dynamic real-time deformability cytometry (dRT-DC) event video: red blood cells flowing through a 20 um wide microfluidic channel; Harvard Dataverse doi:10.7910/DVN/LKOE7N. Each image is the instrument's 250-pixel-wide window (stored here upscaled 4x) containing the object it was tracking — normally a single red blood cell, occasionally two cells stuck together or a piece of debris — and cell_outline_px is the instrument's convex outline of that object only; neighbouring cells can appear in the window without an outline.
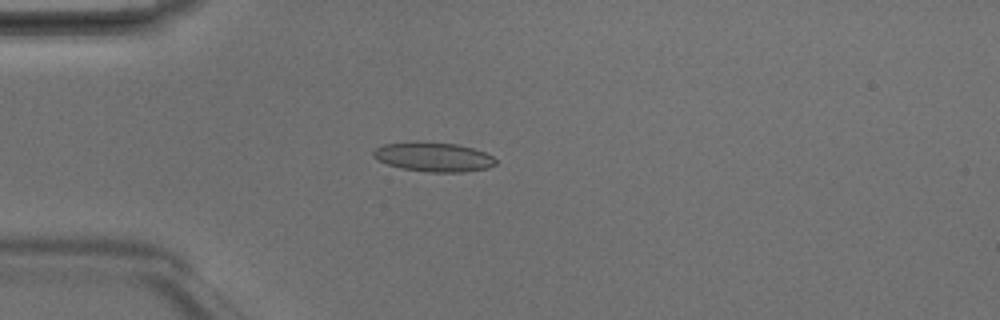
{"species": "Egyptian fruit bat (a non-hibernating species)", "species_latin": "Rousettus aegyptiacus", "temperature_condition": "room temperature", "stored_images_in_passage": 4, "camera_frame_rate_fps": 3000, "um_per_image_px": 0.085, "animal": {"sex": "male"}, "frame": {"image": 1, "passage_image": 4, "time_ms": 1.0, "image_size_px": [1000, 320], "cell_outline_px": [[496, 164], [488, 168], [464, 172], [432, 172], [404, 168], [388, 164], [372, 156], [372, 152], [376, 148], [384, 144], [416, 140], [456, 144], [472, 148], [484, 152], [492, 156], [496, 160]], "centroid_in_image_um": [36.85, 13.32], "position_along_channel_um": 48.2, "area_um2": 20.92}}